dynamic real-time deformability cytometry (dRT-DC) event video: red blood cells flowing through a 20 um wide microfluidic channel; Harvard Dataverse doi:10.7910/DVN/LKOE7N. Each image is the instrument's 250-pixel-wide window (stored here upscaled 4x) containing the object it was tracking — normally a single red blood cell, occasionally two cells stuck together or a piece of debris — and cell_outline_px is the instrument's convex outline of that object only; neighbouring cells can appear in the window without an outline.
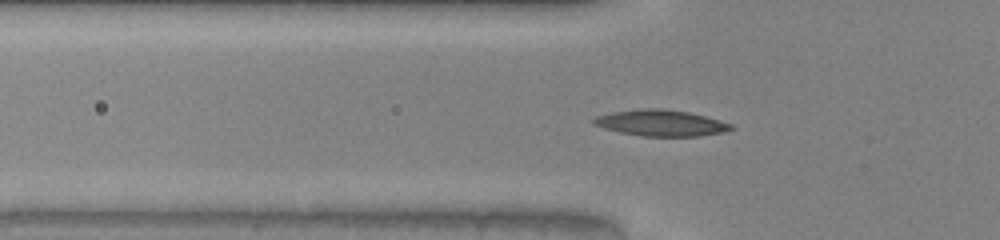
{"species": "common noctule bat (a hibernating species)", "species_latin": "Nyctalus noctula", "temperature_condition": "warm", "stored_images_in_passage": 37, "camera_frame_rate_fps": 3000, "um_per_image_px": 0.085, "animal": {"sex": "male", "body_mass_g": 20.0, "forearm_length_mm": 53.3}, "frame": {"image": 1, "passage_image": 7, "time_ms": 2.0, "image_size_px": [1000, 240], "cell_outline_px": [[736, 128], [724, 132], [700, 136], [644, 136], [620, 132], [604, 128], [592, 124], [592, 120], [596, 116], [612, 112], [640, 108], [660, 108], [688, 112], [720, 120], [732, 124]], "centroid_in_image_um": [56.18, 10.45], "position_along_channel_um": 69.6, "area_um2": 20.98}}
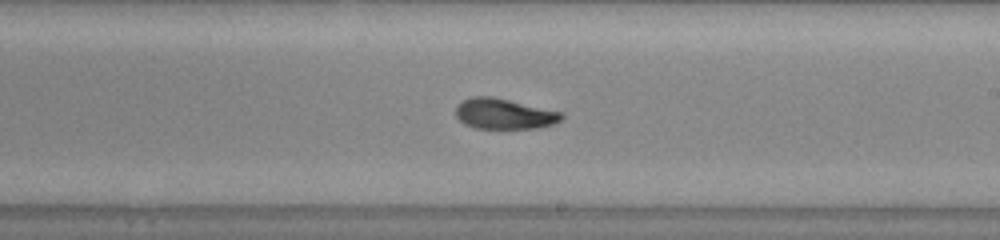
{"frame": {"image": 2, "passage_image": 20, "time_ms": 6.333, "image_size_px": [1000, 240], "cell_outline_px": [[564, 116], [560, 120], [552, 124], [536, 128], [476, 128], [464, 124], [456, 116], [456, 104], [472, 96], [492, 96], [564, 112]], "centroid_in_image_um": [42.85, 9.66], "position_along_channel_um": 246.2, "area_um2": 18.84}}
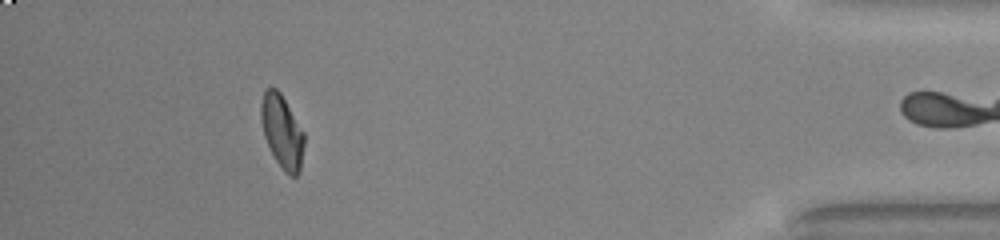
{"frame": {"image": 3, "passage_image": 36, "time_ms": 11.667, "image_size_px": [1000, 240], "cell_outline_px": [[304, 144], [300, 172], [296, 176], [288, 176], [284, 172], [276, 160], [264, 136], [260, 120], [260, 104], [264, 92], [268, 88], [276, 88], [280, 92], [304, 132]], "centroid_in_image_um": [23.97, 11.2], "position_along_channel_um": 411.2, "area_um2": 18.38}}